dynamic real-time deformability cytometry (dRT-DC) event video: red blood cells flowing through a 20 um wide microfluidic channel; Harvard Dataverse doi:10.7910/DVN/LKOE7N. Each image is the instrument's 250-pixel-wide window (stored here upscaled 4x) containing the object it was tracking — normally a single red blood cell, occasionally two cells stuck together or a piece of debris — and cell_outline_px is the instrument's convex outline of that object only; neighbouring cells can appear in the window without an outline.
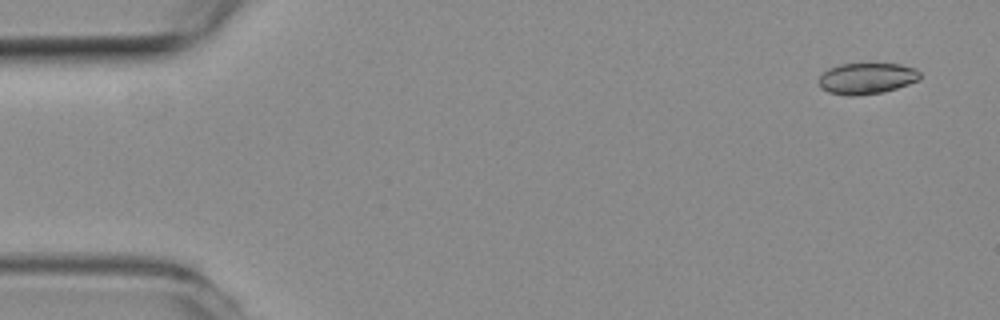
{"species": "common noctule bat (a hibernating species)", "species_latin": "Nyctalus noctula", "temperature_condition": "room temperature", "stored_images_in_passage": 55, "camera_frame_rate_fps": 3000, "um_per_image_px": 0.085, "animal": {"sex": "female", "body_mass_g": 19.3, "forearm_length_mm": 54.1}, "frame": {"image": 1, "passage_image": 3, "time_ms": 0.667, "image_size_px": [1000, 320], "cell_outline_px": [[920, 80], [884, 92], [856, 96], [848, 96], [828, 92], [820, 88], [820, 76], [828, 68], [840, 64], [900, 64], [916, 68], [920, 72]], "centroid_in_image_um": [73.68, 6.67], "position_along_channel_um": 11.3, "area_um2": 18.44}}
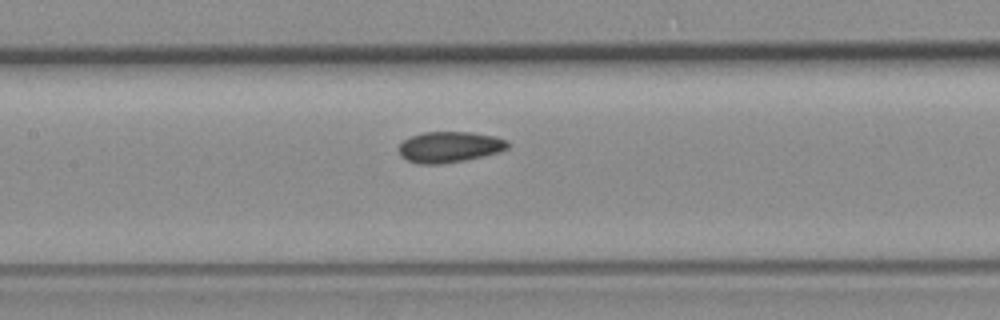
{"frame": {"image": 2, "passage_image": 26, "time_ms": 8.333, "image_size_px": [1000, 320], "cell_outline_px": [[508, 148], [500, 152], [484, 156], [464, 160], [440, 164], [420, 164], [408, 160], [400, 156], [400, 144], [404, 140], [412, 136], [424, 132], [472, 132], [496, 136], [508, 140]], "centroid_in_image_um": [38.25, 12.49], "position_along_channel_um": 169.2, "area_um2": 19.59}}
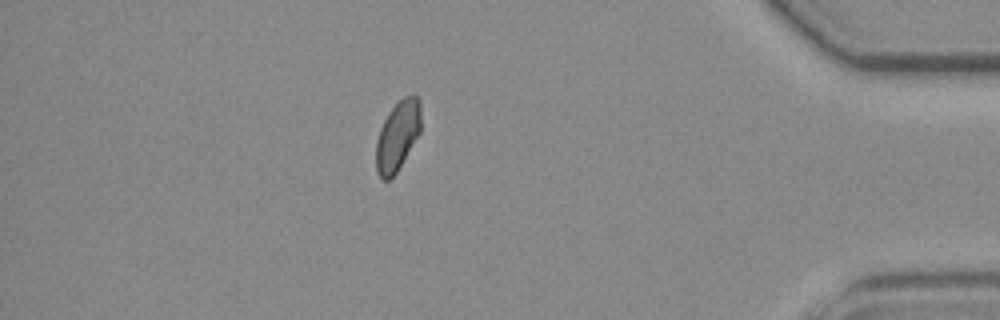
{"frame": {"image": 3, "passage_image": 48, "time_ms": 15.667, "image_size_px": [1000, 320], "cell_outline_px": [[420, 132], [396, 172], [388, 180], [384, 180], [376, 172], [376, 140], [380, 128], [388, 112], [404, 96], [412, 92], [420, 100]], "centroid_in_image_um": [33.79, 11.51], "position_along_channel_um": 401.4, "area_um2": 18.09}, "authors_computed_cell_mechanics": {"area_um2": 18.9006, "velocity_mm_per_s": 3.7933, "shape_relaxation_time_tau1_ms": 8.2966, "shape_relaxation_time_tau2_ms": 8.9939, "deformation_change_tau1": 0.0928, "deformation_change_tau2": 0.1138}}